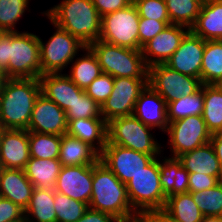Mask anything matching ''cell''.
<instances>
[{"label":"cell","instance_id":"1","mask_svg":"<svg viewBox=\"0 0 222 222\" xmlns=\"http://www.w3.org/2000/svg\"><path fill=\"white\" fill-rule=\"evenodd\" d=\"M40 94L39 79L8 78L0 95V125L4 129L27 130Z\"/></svg>","mask_w":222,"mask_h":222},{"label":"cell","instance_id":"2","mask_svg":"<svg viewBox=\"0 0 222 222\" xmlns=\"http://www.w3.org/2000/svg\"><path fill=\"white\" fill-rule=\"evenodd\" d=\"M43 13L52 25L66 30L86 46L99 40L101 17L92 0H63Z\"/></svg>","mask_w":222,"mask_h":222},{"label":"cell","instance_id":"3","mask_svg":"<svg viewBox=\"0 0 222 222\" xmlns=\"http://www.w3.org/2000/svg\"><path fill=\"white\" fill-rule=\"evenodd\" d=\"M89 207L115 218L134 213L125 183L100 160L93 164L92 194Z\"/></svg>","mask_w":222,"mask_h":222},{"label":"cell","instance_id":"4","mask_svg":"<svg viewBox=\"0 0 222 222\" xmlns=\"http://www.w3.org/2000/svg\"><path fill=\"white\" fill-rule=\"evenodd\" d=\"M95 53L102 72L114 78H148L142 50L108 44L101 40L89 45Z\"/></svg>","mask_w":222,"mask_h":222},{"label":"cell","instance_id":"5","mask_svg":"<svg viewBox=\"0 0 222 222\" xmlns=\"http://www.w3.org/2000/svg\"><path fill=\"white\" fill-rule=\"evenodd\" d=\"M158 157L127 181V195L134 212L157 213L165 207L167 197L160 184Z\"/></svg>","mask_w":222,"mask_h":222},{"label":"cell","instance_id":"6","mask_svg":"<svg viewBox=\"0 0 222 222\" xmlns=\"http://www.w3.org/2000/svg\"><path fill=\"white\" fill-rule=\"evenodd\" d=\"M148 127L134 115L112 119L107 123V141L151 156L161 155V145Z\"/></svg>","mask_w":222,"mask_h":222},{"label":"cell","instance_id":"7","mask_svg":"<svg viewBox=\"0 0 222 222\" xmlns=\"http://www.w3.org/2000/svg\"><path fill=\"white\" fill-rule=\"evenodd\" d=\"M41 76L39 36L34 33L11 32L8 45V78Z\"/></svg>","mask_w":222,"mask_h":222},{"label":"cell","instance_id":"8","mask_svg":"<svg viewBox=\"0 0 222 222\" xmlns=\"http://www.w3.org/2000/svg\"><path fill=\"white\" fill-rule=\"evenodd\" d=\"M139 13L132 2L127 7L101 17L99 40L108 44L140 50Z\"/></svg>","mask_w":222,"mask_h":222},{"label":"cell","instance_id":"9","mask_svg":"<svg viewBox=\"0 0 222 222\" xmlns=\"http://www.w3.org/2000/svg\"><path fill=\"white\" fill-rule=\"evenodd\" d=\"M54 28L56 31L46 43L39 37L41 75L62 72L72 63L77 53L86 47L66 30L56 25Z\"/></svg>","mask_w":222,"mask_h":222},{"label":"cell","instance_id":"10","mask_svg":"<svg viewBox=\"0 0 222 222\" xmlns=\"http://www.w3.org/2000/svg\"><path fill=\"white\" fill-rule=\"evenodd\" d=\"M148 85L169 103L183 96L193 95L202 88V81L172 70L165 64L148 68Z\"/></svg>","mask_w":222,"mask_h":222},{"label":"cell","instance_id":"11","mask_svg":"<svg viewBox=\"0 0 222 222\" xmlns=\"http://www.w3.org/2000/svg\"><path fill=\"white\" fill-rule=\"evenodd\" d=\"M172 157L192 151L210 142L211 133L208 131L202 115H193L170 122L166 131Z\"/></svg>","mask_w":222,"mask_h":222},{"label":"cell","instance_id":"12","mask_svg":"<svg viewBox=\"0 0 222 222\" xmlns=\"http://www.w3.org/2000/svg\"><path fill=\"white\" fill-rule=\"evenodd\" d=\"M148 85V78H114L112 93L101 106V116L112 119L133 115L135 103Z\"/></svg>","mask_w":222,"mask_h":222},{"label":"cell","instance_id":"13","mask_svg":"<svg viewBox=\"0 0 222 222\" xmlns=\"http://www.w3.org/2000/svg\"><path fill=\"white\" fill-rule=\"evenodd\" d=\"M157 156L140 153L129 148L111 144L100 153L99 160L104 163L122 183H127L132 177L149 165Z\"/></svg>","mask_w":222,"mask_h":222},{"label":"cell","instance_id":"14","mask_svg":"<svg viewBox=\"0 0 222 222\" xmlns=\"http://www.w3.org/2000/svg\"><path fill=\"white\" fill-rule=\"evenodd\" d=\"M27 130L29 132L62 136L68 130L66 113L55 102L40 94L34 104Z\"/></svg>","mask_w":222,"mask_h":222},{"label":"cell","instance_id":"15","mask_svg":"<svg viewBox=\"0 0 222 222\" xmlns=\"http://www.w3.org/2000/svg\"><path fill=\"white\" fill-rule=\"evenodd\" d=\"M93 165L62 166L54 190L89 205Z\"/></svg>","mask_w":222,"mask_h":222},{"label":"cell","instance_id":"16","mask_svg":"<svg viewBox=\"0 0 222 222\" xmlns=\"http://www.w3.org/2000/svg\"><path fill=\"white\" fill-rule=\"evenodd\" d=\"M189 31L190 29L186 26L169 24L142 47L146 66L149 68L156 64H165Z\"/></svg>","mask_w":222,"mask_h":222},{"label":"cell","instance_id":"17","mask_svg":"<svg viewBox=\"0 0 222 222\" xmlns=\"http://www.w3.org/2000/svg\"><path fill=\"white\" fill-rule=\"evenodd\" d=\"M204 49L205 40L189 31L165 65L181 74L201 79Z\"/></svg>","mask_w":222,"mask_h":222},{"label":"cell","instance_id":"18","mask_svg":"<svg viewBox=\"0 0 222 222\" xmlns=\"http://www.w3.org/2000/svg\"><path fill=\"white\" fill-rule=\"evenodd\" d=\"M29 159V131L4 129L0 136V164L2 168L24 170Z\"/></svg>","mask_w":222,"mask_h":222},{"label":"cell","instance_id":"19","mask_svg":"<svg viewBox=\"0 0 222 222\" xmlns=\"http://www.w3.org/2000/svg\"><path fill=\"white\" fill-rule=\"evenodd\" d=\"M133 115L152 129L158 127L165 133L168 129L167 103L150 85L138 97Z\"/></svg>","mask_w":222,"mask_h":222},{"label":"cell","instance_id":"20","mask_svg":"<svg viewBox=\"0 0 222 222\" xmlns=\"http://www.w3.org/2000/svg\"><path fill=\"white\" fill-rule=\"evenodd\" d=\"M41 94L55 102L61 109L66 111L81 94L79 88L66 74L46 73L39 77Z\"/></svg>","mask_w":222,"mask_h":222},{"label":"cell","instance_id":"21","mask_svg":"<svg viewBox=\"0 0 222 222\" xmlns=\"http://www.w3.org/2000/svg\"><path fill=\"white\" fill-rule=\"evenodd\" d=\"M34 188L23 169H1L0 197L11 200L25 210L29 206Z\"/></svg>","mask_w":222,"mask_h":222},{"label":"cell","instance_id":"22","mask_svg":"<svg viewBox=\"0 0 222 222\" xmlns=\"http://www.w3.org/2000/svg\"><path fill=\"white\" fill-rule=\"evenodd\" d=\"M190 31L203 40H222V0H204Z\"/></svg>","mask_w":222,"mask_h":222},{"label":"cell","instance_id":"23","mask_svg":"<svg viewBox=\"0 0 222 222\" xmlns=\"http://www.w3.org/2000/svg\"><path fill=\"white\" fill-rule=\"evenodd\" d=\"M67 133L89 144L99 154L107 144V122L104 118L71 120L68 123Z\"/></svg>","mask_w":222,"mask_h":222},{"label":"cell","instance_id":"24","mask_svg":"<svg viewBox=\"0 0 222 222\" xmlns=\"http://www.w3.org/2000/svg\"><path fill=\"white\" fill-rule=\"evenodd\" d=\"M100 154L89 144L65 133L61 136L59 161L62 166L93 165Z\"/></svg>","mask_w":222,"mask_h":222},{"label":"cell","instance_id":"25","mask_svg":"<svg viewBox=\"0 0 222 222\" xmlns=\"http://www.w3.org/2000/svg\"><path fill=\"white\" fill-rule=\"evenodd\" d=\"M178 159L189 173L222 177L220 162L210 142L180 155Z\"/></svg>","mask_w":222,"mask_h":222},{"label":"cell","instance_id":"26","mask_svg":"<svg viewBox=\"0 0 222 222\" xmlns=\"http://www.w3.org/2000/svg\"><path fill=\"white\" fill-rule=\"evenodd\" d=\"M61 168L59 159L30 157L24 171L35 188L54 189Z\"/></svg>","mask_w":222,"mask_h":222},{"label":"cell","instance_id":"27","mask_svg":"<svg viewBox=\"0 0 222 222\" xmlns=\"http://www.w3.org/2000/svg\"><path fill=\"white\" fill-rule=\"evenodd\" d=\"M54 193V189L34 188L29 206L25 209L26 222H57Z\"/></svg>","mask_w":222,"mask_h":222},{"label":"cell","instance_id":"28","mask_svg":"<svg viewBox=\"0 0 222 222\" xmlns=\"http://www.w3.org/2000/svg\"><path fill=\"white\" fill-rule=\"evenodd\" d=\"M84 55L81 58H76L72 61L70 73L66 74L79 88L85 90L97 77L103 72L99 61L89 46L83 50Z\"/></svg>","mask_w":222,"mask_h":222},{"label":"cell","instance_id":"29","mask_svg":"<svg viewBox=\"0 0 222 222\" xmlns=\"http://www.w3.org/2000/svg\"><path fill=\"white\" fill-rule=\"evenodd\" d=\"M201 81L203 84L222 82V40L205 41Z\"/></svg>","mask_w":222,"mask_h":222},{"label":"cell","instance_id":"30","mask_svg":"<svg viewBox=\"0 0 222 222\" xmlns=\"http://www.w3.org/2000/svg\"><path fill=\"white\" fill-rule=\"evenodd\" d=\"M163 210L171 218L182 222H201L204 218L189 192L168 197Z\"/></svg>","mask_w":222,"mask_h":222},{"label":"cell","instance_id":"31","mask_svg":"<svg viewBox=\"0 0 222 222\" xmlns=\"http://www.w3.org/2000/svg\"><path fill=\"white\" fill-rule=\"evenodd\" d=\"M202 117L211 134L222 132V92L214 84H204Z\"/></svg>","mask_w":222,"mask_h":222},{"label":"cell","instance_id":"32","mask_svg":"<svg viewBox=\"0 0 222 222\" xmlns=\"http://www.w3.org/2000/svg\"><path fill=\"white\" fill-rule=\"evenodd\" d=\"M204 107V84L193 95L183 96L167 103L168 121L177 120L193 115H202Z\"/></svg>","mask_w":222,"mask_h":222},{"label":"cell","instance_id":"33","mask_svg":"<svg viewBox=\"0 0 222 222\" xmlns=\"http://www.w3.org/2000/svg\"><path fill=\"white\" fill-rule=\"evenodd\" d=\"M171 24L186 26L189 29L196 22L204 0H164Z\"/></svg>","mask_w":222,"mask_h":222},{"label":"cell","instance_id":"34","mask_svg":"<svg viewBox=\"0 0 222 222\" xmlns=\"http://www.w3.org/2000/svg\"><path fill=\"white\" fill-rule=\"evenodd\" d=\"M61 136L29 132L30 157L38 159H59Z\"/></svg>","mask_w":222,"mask_h":222},{"label":"cell","instance_id":"35","mask_svg":"<svg viewBox=\"0 0 222 222\" xmlns=\"http://www.w3.org/2000/svg\"><path fill=\"white\" fill-rule=\"evenodd\" d=\"M189 193L204 216L222 217V181L215 187Z\"/></svg>","mask_w":222,"mask_h":222},{"label":"cell","instance_id":"36","mask_svg":"<svg viewBox=\"0 0 222 222\" xmlns=\"http://www.w3.org/2000/svg\"><path fill=\"white\" fill-rule=\"evenodd\" d=\"M54 208L57 222H77L89 208V205L55 191Z\"/></svg>","mask_w":222,"mask_h":222},{"label":"cell","instance_id":"37","mask_svg":"<svg viewBox=\"0 0 222 222\" xmlns=\"http://www.w3.org/2000/svg\"><path fill=\"white\" fill-rule=\"evenodd\" d=\"M29 0H0V29L3 32H19L15 26L25 10Z\"/></svg>","mask_w":222,"mask_h":222},{"label":"cell","instance_id":"38","mask_svg":"<svg viewBox=\"0 0 222 222\" xmlns=\"http://www.w3.org/2000/svg\"><path fill=\"white\" fill-rule=\"evenodd\" d=\"M65 113L68 123L71 120L80 118H103L101 116V107L85 92L79 98H76Z\"/></svg>","mask_w":222,"mask_h":222},{"label":"cell","instance_id":"39","mask_svg":"<svg viewBox=\"0 0 222 222\" xmlns=\"http://www.w3.org/2000/svg\"><path fill=\"white\" fill-rule=\"evenodd\" d=\"M113 87L114 77L107 73H102L94 79L84 92L101 107L112 93Z\"/></svg>","mask_w":222,"mask_h":222},{"label":"cell","instance_id":"40","mask_svg":"<svg viewBox=\"0 0 222 222\" xmlns=\"http://www.w3.org/2000/svg\"><path fill=\"white\" fill-rule=\"evenodd\" d=\"M139 17L156 21H170L164 0H133Z\"/></svg>","mask_w":222,"mask_h":222},{"label":"cell","instance_id":"41","mask_svg":"<svg viewBox=\"0 0 222 222\" xmlns=\"http://www.w3.org/2000/svg\"><path fill=\"white\" fill-rule=\"evenodd\" d=\"M162 161H159L160 184L163 193L168 198L173 195L174 180L177 173V158L167 157Z\"/></svg>","mask_w":222,"mask_h":222},{"label":"cell","instance_id":"42","mask_svg":"<svg viewBox=\"0 0 222 222\" xmlns=\"http://www.w3.org/2000/svg\"><path fill=\"white\" fill-rule=\"evenodd\" d=\"M170 23V21H156L147 18L139 20V43L140 50L157 34L162 32Z\"/></svg>","mask_w":222,"mask_h":222},{"label":"cell","instance_id":"43","mask_svg":"<svg viewBox=\"0 0 222 222\" xmlns=\"http://www.w3.org/2000/svg\"><path fill=\"white\" fill-rule=\"evenodd\" d=\"M24 219V209L11 200L0 197V222H18Z\"/></svg>","mask_w":222,"mask_h":222},{"label":"cell","instance_id":"44","mask_svg":"<svg viewBox=\"0 0 222 222\" xmlns=\"http://www.w3.org/2000/svg\"><path fill=\"white\" fill-rule=\"evenodd\" d=\"M222 181V177H214L203 173H189L188 192H197L215 187Z\"/></svg>","mask_w":222,"mask_h":222},{"label":"cell","instance_id":"45","mask_svg":"<svg viewBox=\"0 0 222 222\" xmlns=\"http://www.w3.org/2000/svg\"><path fill=\"white\" fill-rule=\"evenodd\" d=\"M94 6L97 8L100 17L106 14L123 9L130 5L133 0H92Z\"/></svg>","mask_w":222,"mask_h":222},{"label":"cell","instance_id":"46","mask_svg":"<svg viewBox=\"0 0 222 222\" xmlns=\"http://www.w3.org/2000/svg\"><path fill=\"white\" fill-rule=\"evenodd\" d=\"M189 172L182 166L181 161L177 158V173L174 180L173 195L188 193Z\"/></svg>","mask_w":222,"mask_h":222},{"label":"cell","instance_id":"47","mask_svg":"<svg viewBox=\"0 0 222 222\" xmlns=\"http://www.w3.org/2000/svg\"><path fill=\"white\" fill-rule=\"evenodd\" d=\"M116 218L105 212L88 208L77 222H115Z\"/></svg>","mask_w":222,"mask_h":222},{"label":"cell","instance_id":"48","mask_svg":"<svg viewBox=\"0 0 222 222\" xmlns=\"http://www.w3.org/2000/svg\"><path fill=\"white\" fill-rule=\"evenodd\" d=\"M8 45L9 33H5L0 37V70L4 72L8 78Z\"/></svg>","mask_w":222,"mask_h":222},{"label":"cell","instance_id":"49","mask_svg":"<svg viewBox=\"0 0 222 222\" xmlns=\"http://www.w3.org/2000/svg\"><path fill=\"white\" fill-rule=\"evenodd\" d=\"M155 218V213L134 212L130 215L116 218L115 222H152Z\"/></svg>","mask_w":222,"mask_h":222},{"label":"cell","instance_id":"50","mask_svg":"<svg viewBox=\"0 0 222 222\" xmlns=\"http://www.w3.org/2000/svg\"><path fill=\"white\" fill-rule=\"evenodd\" d=\"M210 143L214 149V152L220 162V166L222 169V132L212 134Z\"/></svg>","mask_w":222,"mask_h":222},{"label":"cell","instance_id":"51","mask_svg":"<svg viewBox=\"0 0 222 222\" xmlns=\"http://www.w3.org/2000/svg\"><path fill=\"white\" fill-rule=\"evenodd\" d=\"M155 216L160 222H182L171 218L164 210L155 213Z\"/></svg>","mask_w":222,"mask_h":222},{"label":"cell","instance_id":"52","mask_svg":"<svg viewBox=\"0 0 222 222\" xmlns=\"http://www.w3.org/2000/svg\"><path fill=\"white\" fill-rule=\"evenodd\" d=\"M7 79L8 78H7L6 74L0 70V95L3 91L4 85L7 81Z\"/></svg>","mask_w":222,"mask_h":222},{"label":"cell","instance_id":"53","mask_svg":"<svg viewBox=\"0 0 222 222\" xmlns=\"http://www.w3.org/2000/svg\"><path fill=\"white\" fill-rule=\"evenodd\" d=\"M201 222H222V217L204 216Z\"/></svg>","mask_w":222,"mask_h":222},{"label":"cell","instance_id":"54","mask_svg":"<svg viewBox=\"0 0 222 222\" xmlns=\"http://www.w3.org/2000/svg\"><path fill=\"white\" fill-rule=\"evenodd\" d=\"M222 92V82L214 84Z\"/></svg>","mask_w":222,"mask_h":222},{"label":"cell","instance_id":"55","mask_svg":"<svg viewBox=\"0 0 222 222\" xmlns=\"http://www.w3.org/2000/svg\"><path fill=\"white\" fill-rule=\"evenodd\" d=\"M3 130H4V128L0 125V136H1V133Z\"/></svg>","mask_w":222,"mask_h":222},{"label":"cell","instance_id":"56","mask_svg":"<svg viewBox=\"0 0 222 222\" xmlns=\"http://www.w3.org/2000/svg\"><path fill=\"white\" fill-rule=\"evenodd\" d=\"M4 34V32L0 29V37Z\"/></svg>","mask_w":222,"mask_h":222},{"label":"cell","instance_id":"57","mask_svg":"<svg viewBox=\"0 0 222 222\" xmlns=\"http://www.w3.org/2000/svg\"><path fill=\"white\" fill-rule=\"evenodd\" d=\"M152 222H160L157 218H155Z\"/></svg>","mask_w":222,"mask_h":222}]
</instances>
